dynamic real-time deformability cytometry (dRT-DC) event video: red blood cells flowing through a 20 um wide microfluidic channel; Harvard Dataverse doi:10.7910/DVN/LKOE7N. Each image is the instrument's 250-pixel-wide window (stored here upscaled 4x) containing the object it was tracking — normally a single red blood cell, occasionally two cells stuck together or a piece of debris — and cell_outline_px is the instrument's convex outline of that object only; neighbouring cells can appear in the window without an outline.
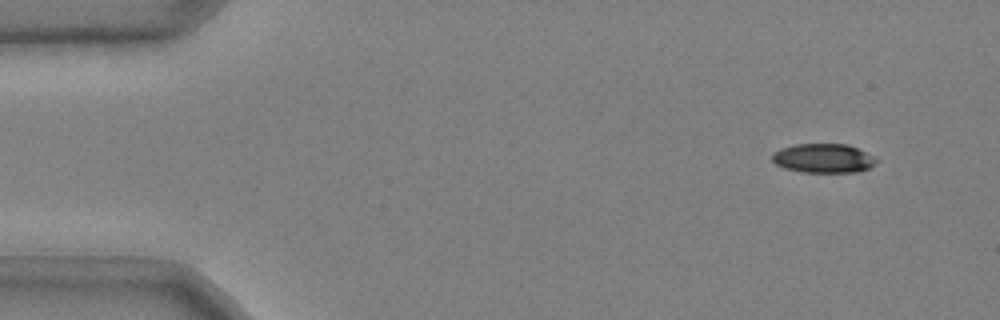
{"species": "common noctule bat (a hibernating species)", "species_latin": "Nyctalus noctula", "temperature_condition": "cold", "stored_images_in_passage": 47, "camera_frame_rate_fps": 3000, "um_per_image_px": 0.085, "animal": {"sex": "male", "body_mass_g": 20.4}, "frame": {"image": 1, "passage_image": 1, "time_ms": 0.0, "image_size_px": [1000, 320], "cell_outline_px": [[876, 164], [868, 168], [856, 172], [800, 172], [784, 168], [776, 164], [772, 160], [772, 152], [780, 148], [796, 144], [848, 144], [876, 156]], "centroid_in_image_um": [69.98, 13.45], "position_along_channel_um": 15.0, "area_um2": 17.86}}
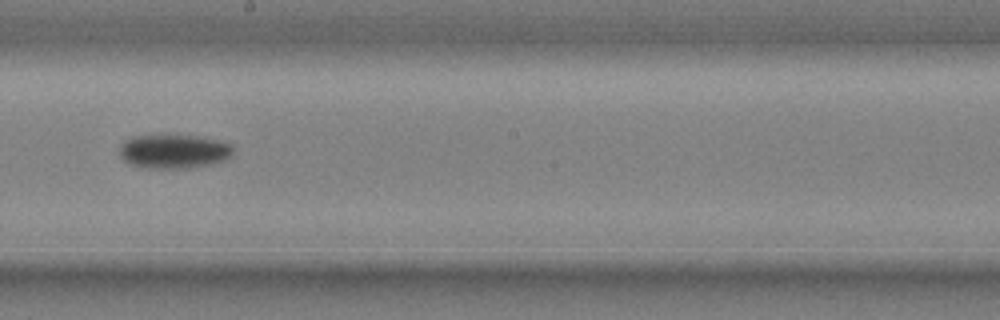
{"frame": {"image": 2, "passage_image": 27, "time_ms": 8.667, "image_size_px": [1000, 320], "cell_outline_px": [[232, 156], [228, 160], [212, 164], [188, 168], [140, 168], [124, 160], [120, 156], [120, 144], [132, 136], [196, 136], [216, 140], [232, 144]], "centroid_in_image_um": [14.79, 12.89], "position_along_channel_um": 233.4, "area_um2": 22.48}}
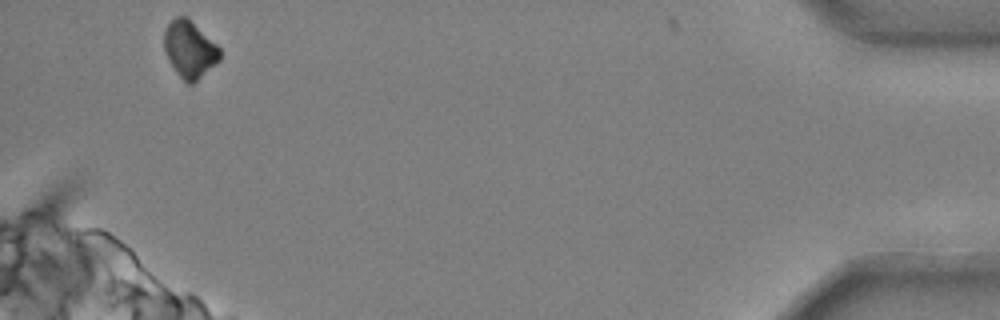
{"frame": {"image": 3, "passage_image": 47, "time_ms": 15.333, "image_size_px": [1000, 320], "cell_outline_px": [[220, 60], [216, 64], [192, 84], [188, 84], [176, 72], [168, 60], [164, 48], [164, 32], [168, 24], [176, 16], [188, 16], [220, 48]], "centroid_in_image_um": [16.12, 4.17], "position_along_channel_um": 419.1, "area_um2": 18.44}, "authors_computed_cell_mechanics": {"area_um2": 21.386, "velocity_mm_per_s": 3.6964, "shape_relaxation_time_tau1_ms": 3.4831, "shape_relaxation_time_tau2_ms": null, "deformation_change_tau1": 0.138, "deformation_change_tau2": null}}